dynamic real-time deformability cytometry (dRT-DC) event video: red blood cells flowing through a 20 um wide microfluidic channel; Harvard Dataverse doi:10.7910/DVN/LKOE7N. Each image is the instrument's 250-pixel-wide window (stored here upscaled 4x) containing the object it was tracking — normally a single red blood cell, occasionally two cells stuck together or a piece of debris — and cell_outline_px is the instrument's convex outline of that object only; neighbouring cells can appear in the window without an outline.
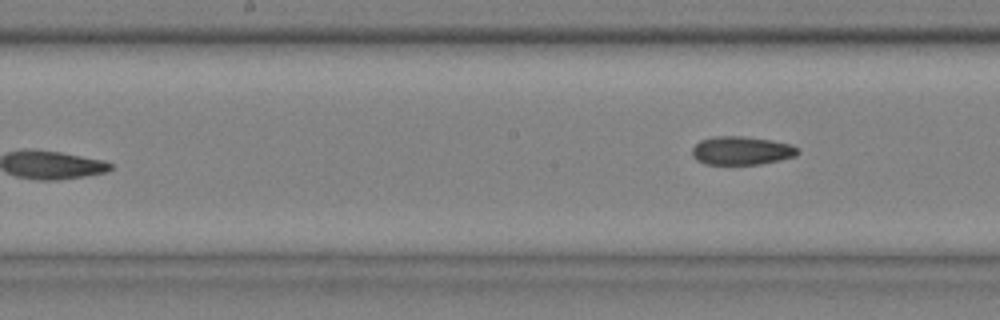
{"species": "common noctule bat (a hibernating species)", "species_latin": "Nyctalus noctula", "temperature_condition": "cold", "stored_images_in_passage": 8, "camera_frame_rate_fps": 3000, "um_per_image_px": 0.085, "animal": {"sex": "male", "body_mass_g": 20.4}, "frame": {"image": 1, "passage_image": 8, "time_ms": 2.333, "image_size_px": [1000, 320], "cell_outline_px": [[800, 152], [796, 156], [780, 160], [760, 164], [704, 164], [696, 160], [692, 156], [692, 148], [700, 140], [716, 136], [744, 136], [772, 140], [792, 144], [800, 148]], "centroid_in_image_um": [63.06, 12.8], "position_along_channel_um": 185.1, "area_um2": 17.74}}